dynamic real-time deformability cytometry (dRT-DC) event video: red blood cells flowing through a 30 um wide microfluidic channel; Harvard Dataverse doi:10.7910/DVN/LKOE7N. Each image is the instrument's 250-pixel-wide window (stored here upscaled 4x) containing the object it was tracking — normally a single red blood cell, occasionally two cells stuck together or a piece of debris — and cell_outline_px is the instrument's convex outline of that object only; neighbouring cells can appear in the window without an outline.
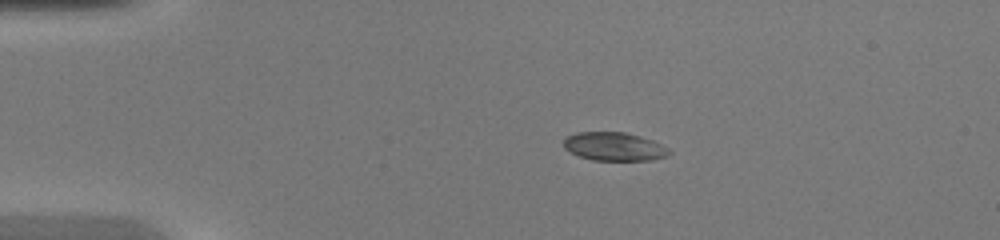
{"species": "common noctule bat (a hibernating species)", "species_latin": "Nyctalus noctula", "temperature_condition": "warm", "stored_images_in_passage": 39, "camera_frame_rate_fps": 3000, "um_per_image_px": 0.085, "animal": {"sex": "female", "body_mass_g": 20.0, "forearm_length_mm": 54.0}, "frame": {"image": 1, "passage_image": 1, "time_ms": 0.0, "image_size_px": [1000, 240], "cell_outline_px": [[672, 152], [668, 156], [652, 160], [592, 160], [568, 152], [564, 148], [564, 140], [568, 136], [576, 132], [624, 132], [640, 136], [652, 140], [668, 148]], "centroid_in_image_um": [52.21, 12.46], "position_along_channel_um": 32.8, "area_um2": 17.51}}
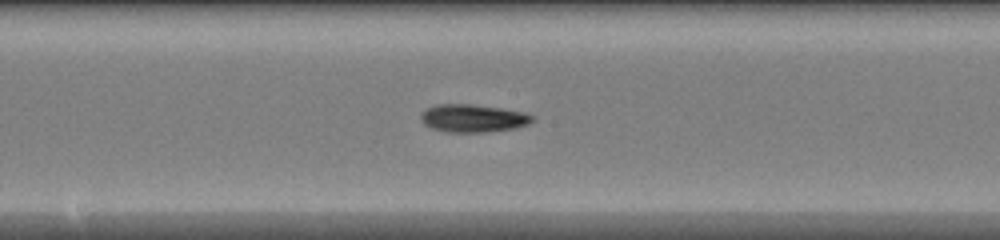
{"frame": {"image": 2, "passage_image": 17, "time_ms": 5.333, "image_size_px": [1000, 240], "cell_outline_px": [[536, 120], [528, 124], [516, 128], [484, 132], [444, 132], [432, 128], [424, 124], [420, 120], [420, 112], [436, 104], [468, 104], [500, 108], [524, 112], [536, 116]], "centroid_in_image_um": [40.21, 10.05], "position_along_channel_um": 208.0, "area_um2": 18.26}}
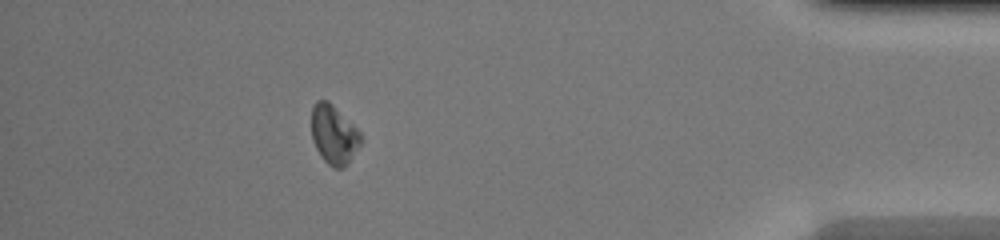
{"frame": {"image": 3, "passage_image": 34, "time_ms": 11.0, "image_size_px": [1000, 240], "cell_outline_px": [[364, 140], [344, 168], [332, 168], [320, 156], [312, 140], [312, 108], [316, 100], [328, 100], [360, 132]], "centroid_in_image_um": [28.38, 11.46], "position_along_channel_um": 406.8, "area_um2": 16.99}, "authors_computed_cell_mechanics": {"area_um2": 17.6868, "velocity_mm_per_s": 4.3343, "shape_relaxation_time_tau1_ms": 2.0225, "shape_relaxation_time_tau2_ms": null, "deformation_change_tau1": 0.1144, "deformation_change_tau2": null}}